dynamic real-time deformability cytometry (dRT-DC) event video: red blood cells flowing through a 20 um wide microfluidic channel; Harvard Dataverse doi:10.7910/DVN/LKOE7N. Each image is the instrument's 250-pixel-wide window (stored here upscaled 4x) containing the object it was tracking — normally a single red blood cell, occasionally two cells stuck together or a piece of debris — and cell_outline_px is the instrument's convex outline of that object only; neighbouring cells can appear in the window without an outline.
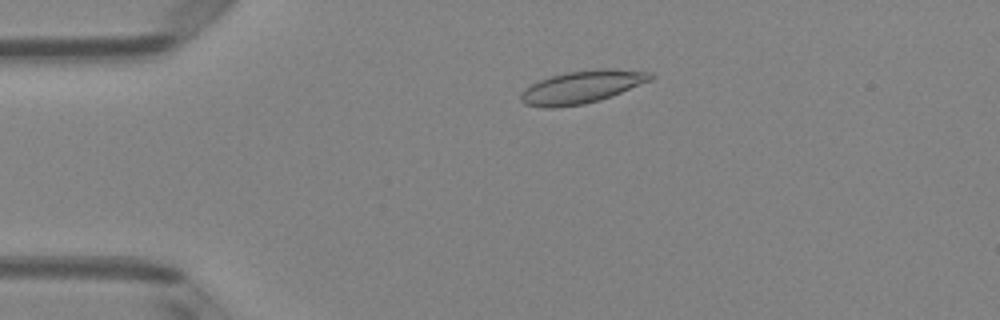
{"species": "Egyptian fruit bat (a non-hibernating species)", "species_latin": "Rousettus aegyptiacus", "temperature_condition": "room temperature", "stored_images_in_passage": 2, "camera_frame_rate_fps": 3000, "um_per_image_px": 0.085, "animal": {"sex": "female"}, "frame": {"image": 1, "passage_image": 1, "time_ms": 0.0, "image_size_px": [1000, 320], "cell_outline_px": [[656, 76], [652, 80], [612, 96], [600, 100], [584, 104], [552, 108], [544, 108], [524, 104], [520, 100], [520, 92], [524, 88], [540, 80], [552, 76], [568, 72], [596, 68], [608, 68], [652, 72]], "centroid_in_image_um": [49.48, 7.39], "position_along_channel_um": 35.5, "area_um2": 24.91}}